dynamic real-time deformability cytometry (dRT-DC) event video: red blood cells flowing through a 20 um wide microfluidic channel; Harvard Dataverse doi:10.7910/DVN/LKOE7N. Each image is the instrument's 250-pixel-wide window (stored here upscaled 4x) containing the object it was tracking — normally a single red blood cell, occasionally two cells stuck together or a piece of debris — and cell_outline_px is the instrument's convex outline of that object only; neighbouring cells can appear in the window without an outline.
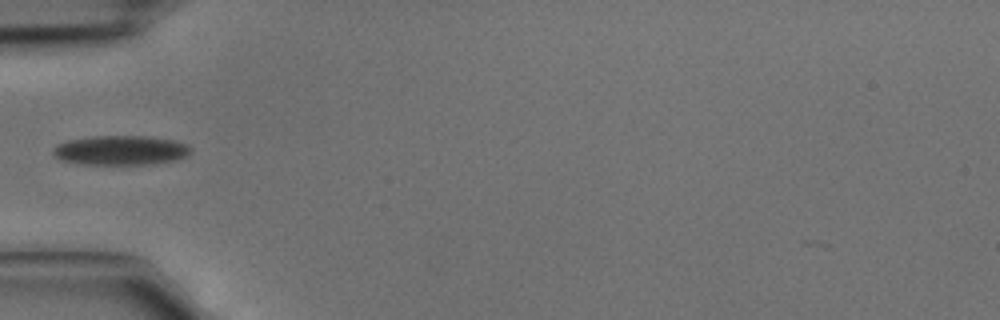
{"species": "common noctule bat (a hibernating species)", "species_latin": "Nyctalus noctula", "temperature_condition": "cold", "stored_images_in_passage": 1, "camera_frame_rate_fps": 3000, "um_per_image_px": 0.085, "animal": {"sex": "male", "body_mass_g": 15.6}, "frame": {"image": 1, "passage_image": 1, "time_ms": 0.0, "image_size_px": [1000, 320], "cell_outline_px": [[192, 152], [184, 156], [172, 160], [152, 164], [84, 164], [60, 160], [52, 152], [52, 148], [56, 144], [68, 140], [92, 136], [144, 136], [172, 140], [188, 144], [192, 148]], "centroid_in_image_um": [10.22, 12.77], "position_along_channel_um": 74.8, "area_um2": 23.58}}